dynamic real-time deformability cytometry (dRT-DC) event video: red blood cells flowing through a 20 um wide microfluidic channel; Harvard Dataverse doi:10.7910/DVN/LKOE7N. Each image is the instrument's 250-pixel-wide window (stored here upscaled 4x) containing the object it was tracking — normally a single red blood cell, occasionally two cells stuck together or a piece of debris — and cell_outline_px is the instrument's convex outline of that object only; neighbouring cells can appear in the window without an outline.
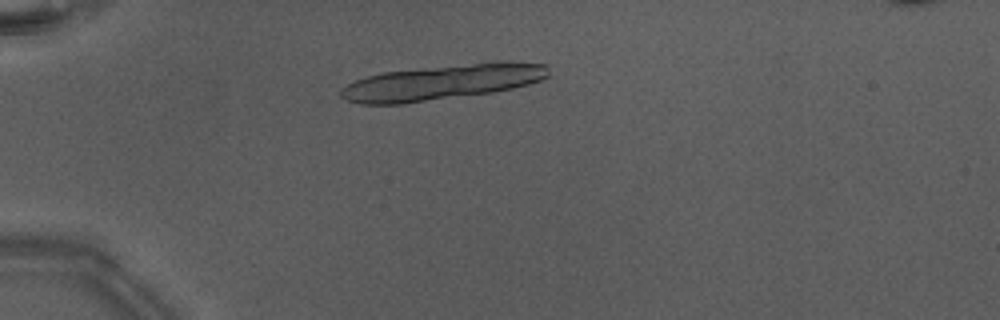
{"species": "Egyptian fruit bat (a non-hibernating species)", "species_latin": "Rousettus aegyptiacus", "temperature_condition": "warm", "stored_images_in_passage": 15, "camera_frame_rate_fps": 3000, "um_per_image_px": 0.085, "animal": {"sex": "male"}, "frame": {"image": 1, "passage_image": 7, "time_ms": 2.0, "image_size_px": [1000, 320], "cell_outline_px": [[548, 76], [540, 80], [528, 84], [512, 88], [492, 92], [404, 104], [360, 104], [348, 100], [340, 96], [340, 88], [356, 80], [368, 76], [384, 72], [476, 64], [548, 64]], "centroid_in_image_um": [37.45, 7.05], "position_along_channel_um": 47.6, "area_um2": 40.92}}